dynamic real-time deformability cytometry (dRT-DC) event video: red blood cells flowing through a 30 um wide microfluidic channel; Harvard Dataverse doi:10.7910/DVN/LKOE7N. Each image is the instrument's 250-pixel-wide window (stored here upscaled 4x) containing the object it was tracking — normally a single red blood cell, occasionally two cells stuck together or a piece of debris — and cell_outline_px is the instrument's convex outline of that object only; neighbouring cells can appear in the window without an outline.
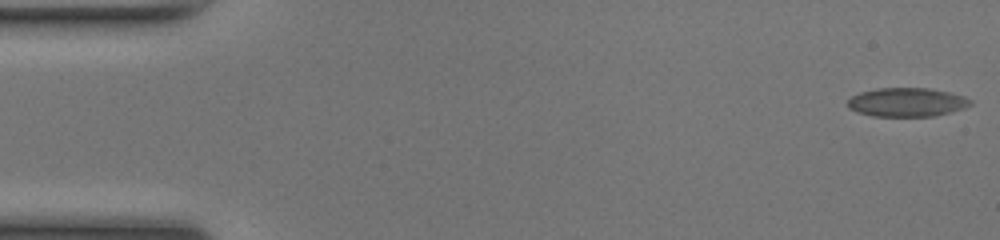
{"species": "common noctule bat (a hibernating species)", "species_latin": "Nyctalus noctula", "temperature_condition": "room temperature", "stored_images_in_passage": 49, "camera_frame_rate_fps": 3000, "um_per_image_px": 0.085, "animal": {"sex": "female", "body_mass_g": 17.0, "forearm_length_mm": 48.0}, "frame": {"image": 1, "passage_image": 1, "time_ms": 0.0, "image_size_px": [1000, 240], "cell_outline_px": [[972, 104], [964, 108], [936, 116], [872, 116], [856, 112], [848, 108], [848, 100], [852, 96], [860, 92], [876, 88], [928, 88], [948, 92], [964, 96], [972, 100]], "centroid_in_image_um": [77.07, 8.69], "position_along_channel_um": 7.9, "area_um2": 20.69}}
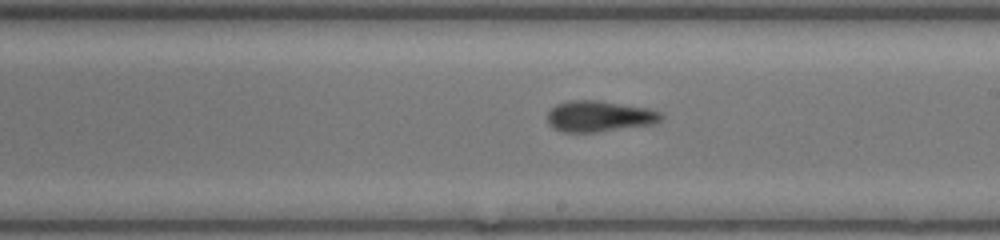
{"frame": {"image": 2, "passage_image": 28, "time_ms": 9.0, "image_size_px": [1000, 240], "cell_outline_px": [[664, 116], [656, 124], [596, 132], [560, 132], [552, 128], [548, 124], [548, 112], [556, 104], [568, 100], [596, 100], [648, 108], [664, 112]], "centroid_in_image_um": [50.95, 9.89], "position_along_channel_um": 238.0, "area_um2": 20.81}}
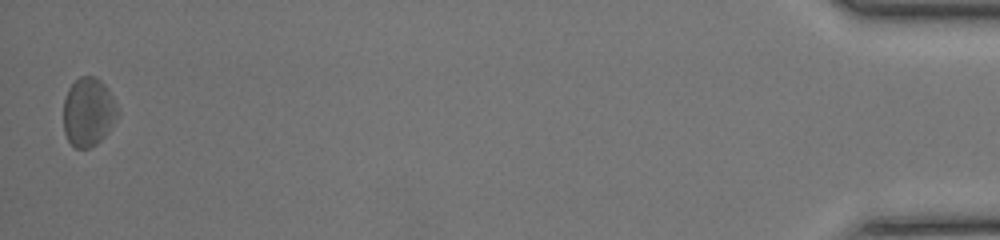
{"frame": {"image": 3, "passage_image": 49, "time_ms": 16.0, "image_size_px": [1000, 240], "cell_outline_px": [[120, 116], [104, 136], [96, 144], [88, 148], [76, 148], [68, 140], [64, 132], [64, 100], [68, 88], [80, 76], [96, 76], [108, 88], [120, 108]], "centroid_in_image_um": [7.55, 9.5], "position_along_channel_um": 427.7, "area_um2": 21.96}, "authors_computed_cell_mechanics": {"area_um2": 20.5768, "velocity_mm_per_s": 4.1517, "shape_relaxation_time_tau1_ms": 7.0226, "shape_relaxation_time_tau2_ms": 3.7099, "deformation_change_tau1": 0.1313, "deformation_change_tau2": 0.1178}}